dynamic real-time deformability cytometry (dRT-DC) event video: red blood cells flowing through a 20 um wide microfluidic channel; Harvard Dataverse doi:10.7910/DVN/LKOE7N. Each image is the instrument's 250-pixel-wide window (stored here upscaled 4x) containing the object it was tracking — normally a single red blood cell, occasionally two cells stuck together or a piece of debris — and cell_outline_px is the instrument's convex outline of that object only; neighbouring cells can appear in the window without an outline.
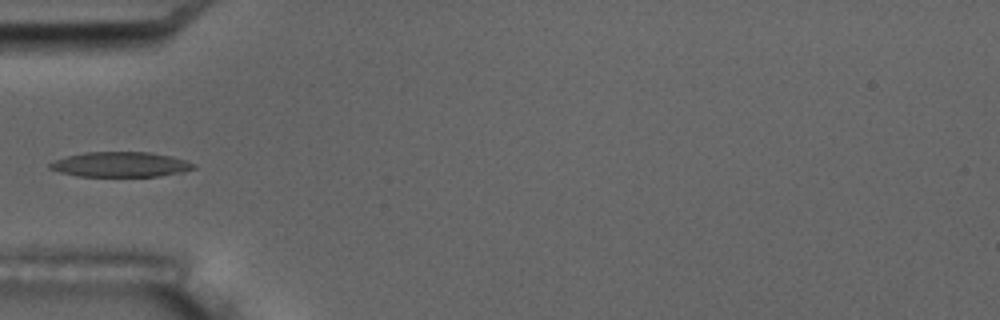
{"species": "common noctule bat (a hibernating species)", "species_latin": "Nyctalus noctula", "temperature_condition": "room temperature", "stored_images_in_passage": 6, "camera_frame_rate_fps": 3000, "um_per_image_px": 0.085, "animal": {"sex": "male", "body_mass_g": 17.5, "forearm_length_mm": 52.3}, "frame": {"image": 1, "passage_image": 6, "time_ms": 5.667, "image_size_px": [1000, 320], "cell_outline_px": [[196, 168], [184, 172], [160, 176], [76, 176], [60, 172], [48, 168], [48, 164], [52, 160], [84, 152], [148, 152], [168, 156], [184, 160], [196, 164]], "centroid_in_image_um": [10.21, 13.98], "position_along_channel_um": 74.8, "area_um2": 20.98}}